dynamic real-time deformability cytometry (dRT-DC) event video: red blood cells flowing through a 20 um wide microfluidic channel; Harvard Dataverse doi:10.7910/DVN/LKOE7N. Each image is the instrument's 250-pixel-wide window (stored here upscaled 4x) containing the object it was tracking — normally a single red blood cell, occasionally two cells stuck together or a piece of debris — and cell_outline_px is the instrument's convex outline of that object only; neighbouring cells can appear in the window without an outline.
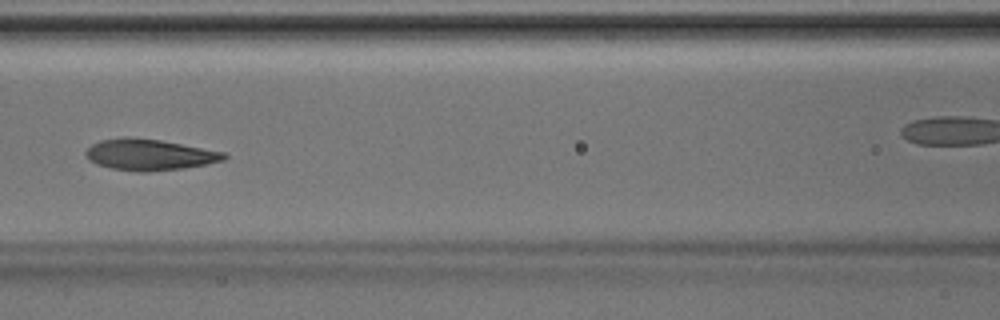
{"species": "Egyptian fruit bat (a non-hibernating species)", "species_latin": "Rousettus aegyptiacus", "temperature_condition": "room temperature", "stored_images_in_passage": 46, "camera_frame_rate_fps": 3000, "um_per_image_px": 0.085, "animal": {"sex": "male"}, "frame": {"image": 1, "passage_image": 20, "time_ms": 6.333, "image_size_px": [1000, 320], "cell_outline_px": [[228, 156], [224, 160], [208, 164], [184, 168], [144, 172], [140, 172], [108, 168], [96, 164], [88, 160], [84, 152], [92, 144], [100, 140], [124, 136], [128, 136], [160, 140], [228, 152]], "centroid_in_image_um": [12.7, 13.14], "position_along_channel_um": 153.9, "area_um2": 25.49}}